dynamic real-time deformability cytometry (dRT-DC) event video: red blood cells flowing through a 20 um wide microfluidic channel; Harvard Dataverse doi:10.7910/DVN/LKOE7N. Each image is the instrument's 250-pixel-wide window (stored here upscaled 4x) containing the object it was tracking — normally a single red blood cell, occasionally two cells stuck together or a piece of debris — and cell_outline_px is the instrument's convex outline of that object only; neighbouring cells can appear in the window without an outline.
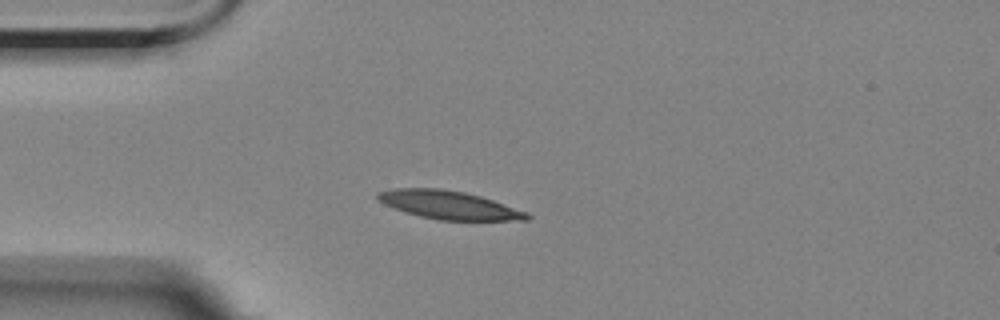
{"species": "Egyptian fruit bat (a non-hibernating species)", "species_latin": "Rousettus aegyptiacus", "temperature_condition": "room temperature", "stored_images_in_passage": 7, "camera_frame_rate_fps": 3000, "um_per_image_px": 0.085, "animal": {"sex": "female"}, "frame": {"image": 1, "passage_image": 3, "time_ms": 2.333, "image_size_px": [1000, 320], "cell_outline_px": [[532, 216], [528, 220], [436, 220], [404, 212], [384, 204], [376, 200], [376, 192], [396, 188], [440, 188], [464, 192], [480, 196], [528, 212]], "centroid_in_image_um": [38.13, 17.42], "position_along_channel_um": 46.9, "area_um2": 24.68}}
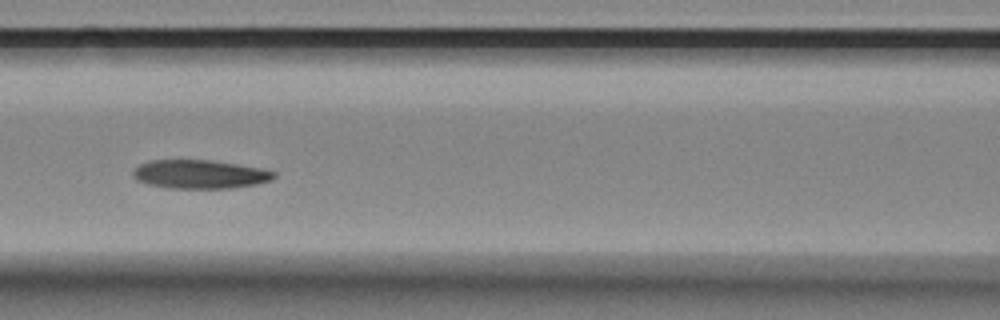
{"frame": {"image": 2, "passage_image": 6, "time_ms": 5.667, "image_size_px": [1000, 320], "cell_outline_px": [[276, 176], [272, 180], [256, 184], [228, 188], [164, 188], [148, 184], [136, 180], [132, 176], [132, 172], [140, 164], [152, 160], [208, 160], [236, 164], [260, 168], [276, 172]], "centroid_in_image_um": [16.96, 14.82], "position_along_channel_um": 149.6, "area_um2": 23.47}}
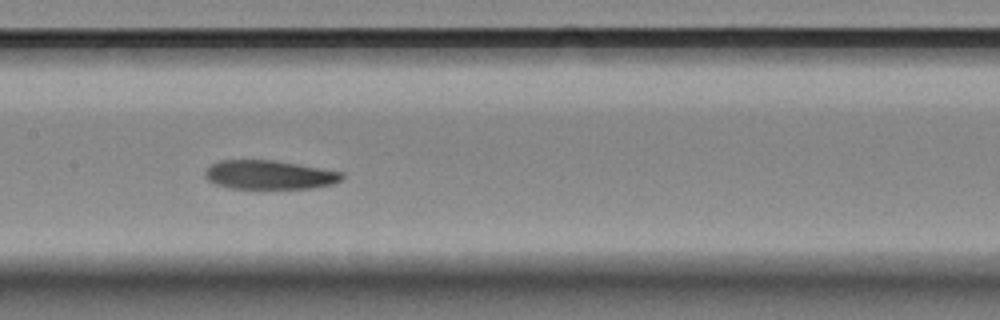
{"frame": {"image": 3, "passage_image": 7, "time_ms": 6.667, "image_size_px": [1000, 320], "cell_outline_px": [[344, 176], [340, 180], [332, 184], [312, 188], [228, 188], [216, 184], [208, 180], [204, 176], [204, 172], [212, 164], [220, 160], [272, 160], [344, 172]], "centroid_in_image_um": [22.88, 14.86], "position_along_channel_um": 184.5, "area_um2": 22.89}}